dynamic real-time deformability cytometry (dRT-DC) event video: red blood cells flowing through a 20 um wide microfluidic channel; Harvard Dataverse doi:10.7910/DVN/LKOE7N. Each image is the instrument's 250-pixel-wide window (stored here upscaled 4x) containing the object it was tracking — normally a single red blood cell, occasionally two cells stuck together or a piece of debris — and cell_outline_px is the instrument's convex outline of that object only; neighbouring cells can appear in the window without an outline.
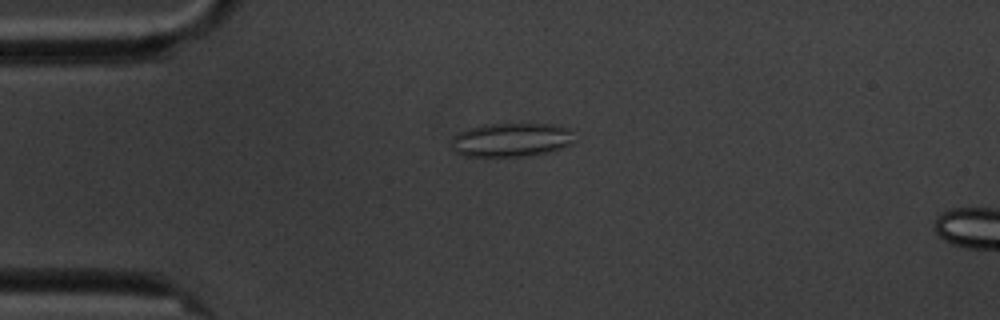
{"species": "common noctule bat (a hibernating species)", "species_latin": "Nyctalus noctula", "temperature_condition": "cold", "stored_images_in_passage": 5, "camera_frame_rate_fps": 3000, "um_per_image_px": 0.085, "animal": {"sex": "male", "body_mass_g": 20.1, "forearm_length_mm": 53.5}, "frame": {"image": 1, "passage_image": 4, "time_ms": 3.667, "image_size_px": [1000, 320], "cell_outline_px": [[572, 144], [548, 152], [532, 156], [464, 156], [456, 152], [452, 148], [452, 136], [468, 128], [484, 124], [560, 124], [572, 128]], "centroid_in_image_um": [43.48, 11.88], "position_along_channel_um": 41.5, "area_um2": 24.51}}